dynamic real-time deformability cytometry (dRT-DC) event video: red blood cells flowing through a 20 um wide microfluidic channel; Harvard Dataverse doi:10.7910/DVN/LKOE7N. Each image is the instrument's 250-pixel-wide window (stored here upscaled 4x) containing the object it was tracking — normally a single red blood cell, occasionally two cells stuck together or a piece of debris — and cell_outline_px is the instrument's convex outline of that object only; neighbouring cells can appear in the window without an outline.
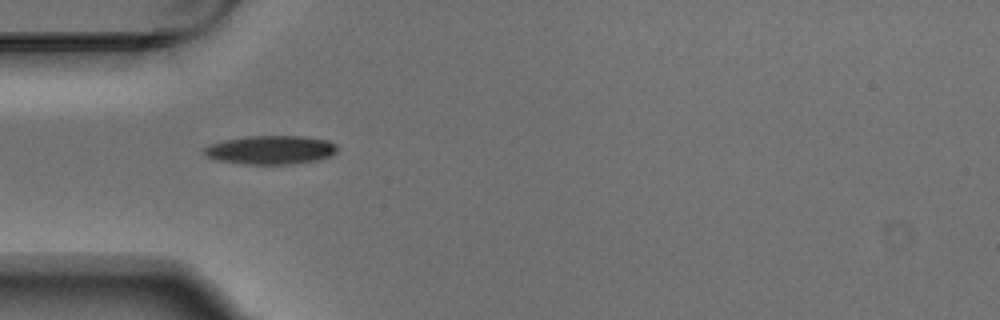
{"species": "Egyptian fruit bat (a non-hibernating species)", "species_latin": "Rousettus aegyptiacus", "temperature_condition": "warm", "stored_images_in_passage": 7, "camera_frame_rate_fps": 3000, "um_per_image_px": 0.085, "animal": {"sex": "male"}, "frame": {"image": 1, "passage_image": 1, "time_ms": 0.0, "image_size_px": [1000, 320], "cell_outline_px": [[336, 152], [328, 156], [316, 160], [292, 164], [244, 164], [216, 160], [208, 156], [204, 152], [204, 148], [208, 144], [224, 140], [248, 136], [300, 136], [328, 140], [336, 144]], "centroid_in_image_um": [22.98, 12.74], "position_along_channel_um": 62.0, "area_um2": 22.14}}
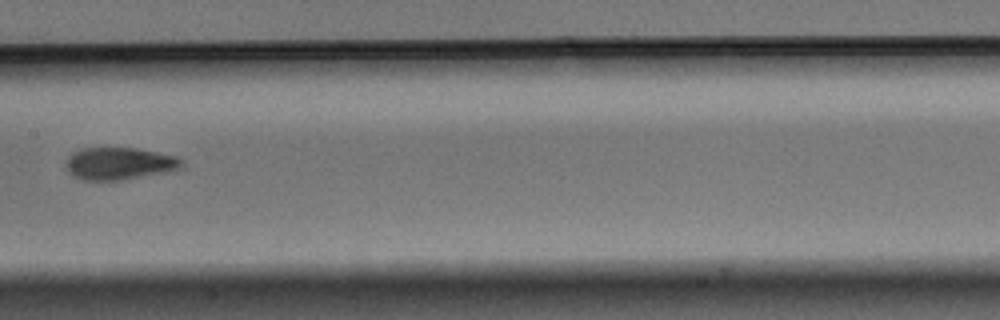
{"frame": {"image": 2, "passage_image": 4, "time_ms": 1.0, "image_size_px": [1000, 320], "cell_outline_px": [[180, 168], [168, 172], [124, 180], [84, 180], [72, 176], [64, 168], [64, 164], [68, 156], [72, 152], [80, 148], [136, 148], [176, 156], [180, 160]], "centroid_in_image_um": [10.06, 13.91], "position_along_channel_um": 197.3, "area_um2": 21.96}}
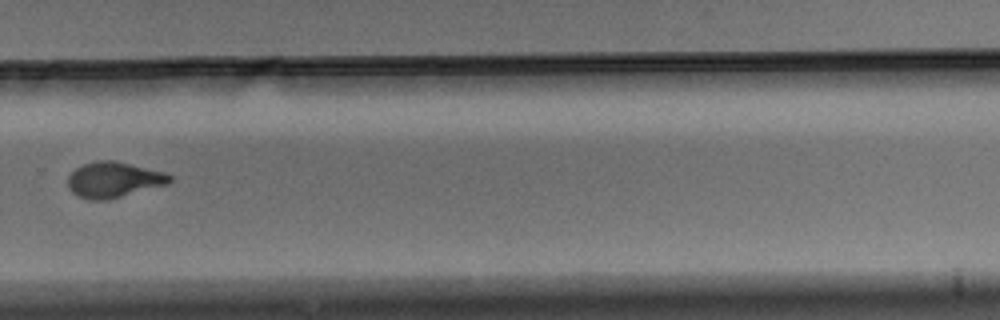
{"frame": {"image": 3, "passage_image": 7, "time_ms": 2.0, "image_size_px": [1000, 320], "cell_outline_px": [[172, 180], [168, 184], [108, 200], [88, 200], [76, 196], [68, 188], [68, 176], [76, 168], [84, 164], [100, 160], [116, 160], [164, 172], [172, 176]], "centroid_in_image_um": [9.66, 15.29], "position_along_channel_um": 320.1, "area_um2": 21.27}}